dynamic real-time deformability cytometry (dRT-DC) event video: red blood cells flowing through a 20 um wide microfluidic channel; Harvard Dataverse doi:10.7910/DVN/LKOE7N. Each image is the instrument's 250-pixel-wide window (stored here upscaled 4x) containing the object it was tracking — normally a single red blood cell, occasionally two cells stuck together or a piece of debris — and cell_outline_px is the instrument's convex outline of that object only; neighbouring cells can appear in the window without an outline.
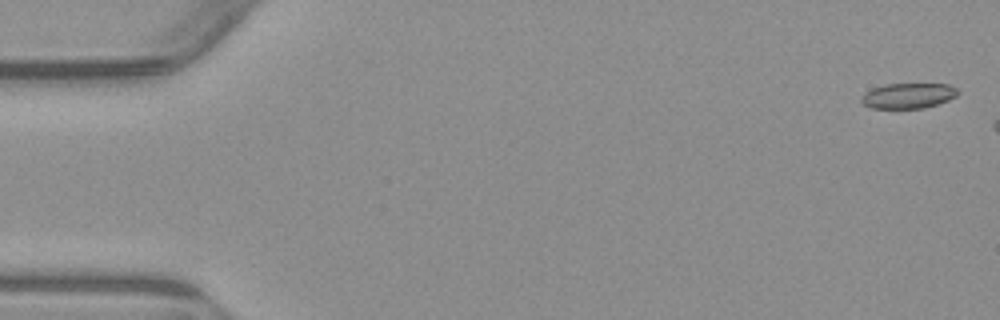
{"species": "common noctule bat (a hibernating species)", "species_latin": "Nyctalus noctula", "temperature_condition": "warm", "stored_images_in_passage": 3, "camera_frame_rate_fps": 3000, "um_per_image_px": 0.085, "animal": {"sex": "male", "body_mass_g": 23.1, "forearm_length_mm": 52.7}, "frame": {"image": 1, "passage_image": 1, "time_ms": 0.0, "image_size_px": [1000, 320], "cell_outline_px": [[956, 96], [948, 100], [924, 108], [872, 108], [864, 104], [860, 100], [864, 92], [872, 88], [884, 84], [948, 84], [956, 88]], "centroid_in_image_um": [77.15, 8.13], "position_along_channel_um": 7.8, "area_um2": 14.1}}